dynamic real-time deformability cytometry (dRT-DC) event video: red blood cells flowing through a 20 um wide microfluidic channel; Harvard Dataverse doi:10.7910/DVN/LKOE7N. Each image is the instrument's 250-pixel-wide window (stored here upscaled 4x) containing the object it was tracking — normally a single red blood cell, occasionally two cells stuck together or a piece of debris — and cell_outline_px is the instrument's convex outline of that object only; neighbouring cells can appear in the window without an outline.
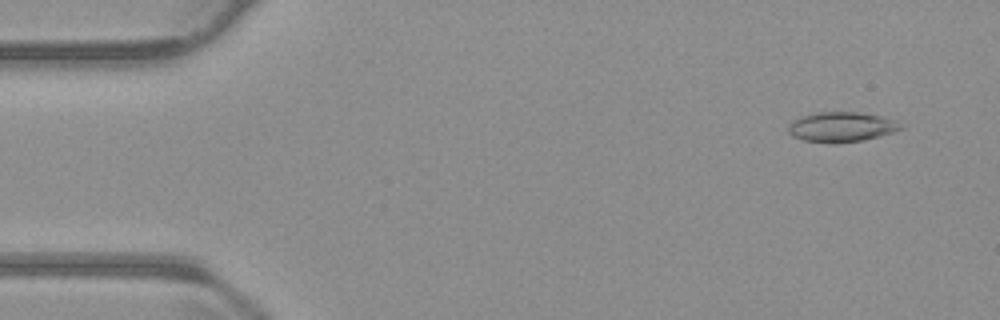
{"species": "common noctule bat (a hibernating species)", "species_latin": "Nyctalus noctula", "temperature_condition": "warm", "stored_images_in_passage": 53, "camera_frame_rate_fps": 3000, "um_per_image_px": 0.085, "animal": {"sex": "male", "body_mass_g": 23.1, "forearm_length_mm": 52.7}, "frame": {"image": 1, "passage_image": 4, "time_ms": 1.0, "image_size_px": [1000, 320], "cell_outline_px": [[904, 128], [892, 132], [864, 140], [836, 144], [804, 140], [792, 136], [788, 132], [788, 124], [792, 120], [800, 116], [816, 112], [860, 112], [880, 116], [896, 120]], "centroid_in_image_um": [71.49, 10.79], "position_along_channel_um": 13.5, "area_um2": 19.77}}
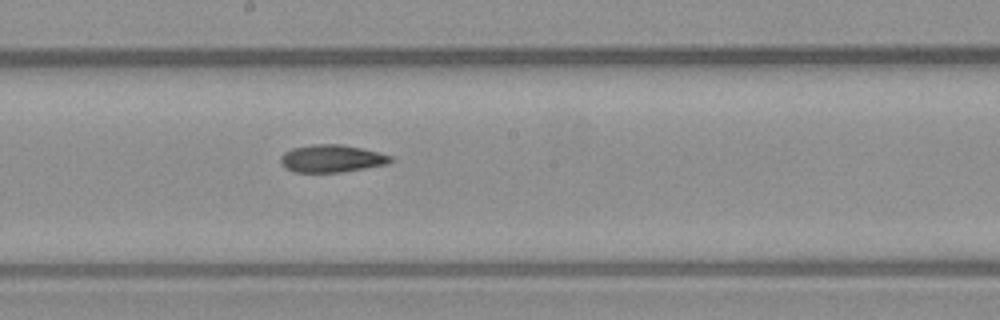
{"frame": {"image": 2, "passage_image": 29, "time_ms": 9.333, "image_size_px": [1000, 320], "cell_outline_px": [[396, 160], [388, 164], [340, 172], [296, 172], [288, 168], [280, 160], [280, 156], [284, 152], [292, 148], [312, 144], [340, 144], [380, 152], [392, 156]], "centroid_in_image_um": [28.24, 13.46], "position_along_channel_um": 220.0, "area_um2": 17.57}}
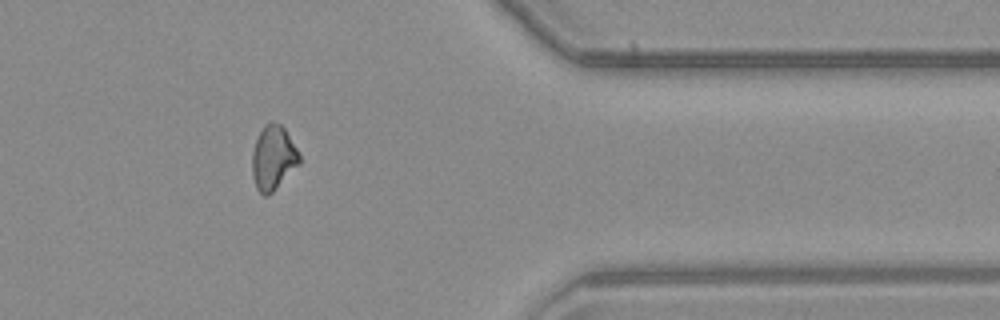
{"frame": {"image": 3, "passage_image": 44, "time_ms": 14.333, "image_size_px": [1000, 320], "cell_outline_px": [[300, 164], [268, 196], [264, 196], [256, 188], [252, 176], [252, 152], [256, 140], [264, 124], [272, 120], [280, 124], [284, 128], [300, 152]], "centroid_in_image_um": [23.23, 13.41], "position_along_channel_um": 388.2, "area_um2": 17.86}, "authors_computed_cell_mechanics": {"area_um2": 17.8602, "velocity_mm_per_s": 3.8228, "shape_relaxation_time_tau1_ms": null, "shape_relaxation_time_tau2_ms": 9.6093, "deformation_change_tau1": null, "deformation_change_tau2": 0.1815}}